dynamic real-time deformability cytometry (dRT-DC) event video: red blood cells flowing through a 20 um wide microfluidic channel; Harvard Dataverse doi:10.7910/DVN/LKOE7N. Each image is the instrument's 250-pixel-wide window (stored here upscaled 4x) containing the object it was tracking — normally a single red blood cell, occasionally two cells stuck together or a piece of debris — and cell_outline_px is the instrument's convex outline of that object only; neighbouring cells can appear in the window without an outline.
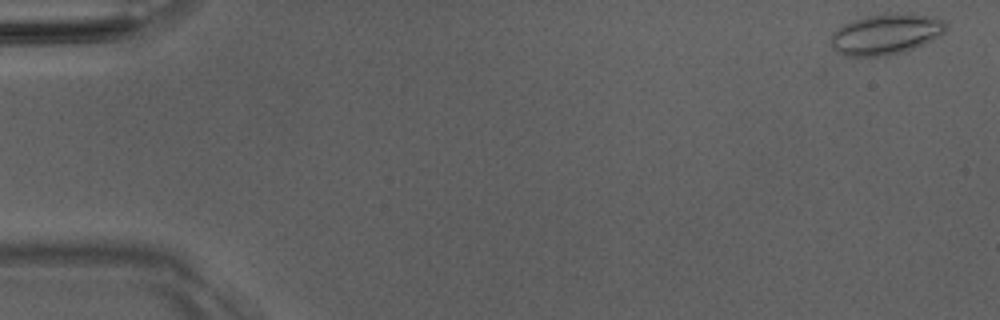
{"species": "Egyptian fruit bat (a non-hibernating species)", "species_latin": "Rousettus aegyptiacus", "temperature_condition": "room temperature", "stored_images_in_passage": 51, "camera_frame_rate_fps": 3000, "um_per_image_px": 0.085, "animal": {"sex": "male"}, "frame": {"image": 1, "passage_image": 2, "time_ms": 0.333, "image_size_px": [1000, 320], "cell_outline_px": [[948, 28], [940, 36], [932, 40], [912, 48], [888, 56], [844, 56], [836, 52], [832, 48], [832, 32], [840, 24], [868, 16], [908, 12], [928, 16], [944, 20], [948, 24]], "centroid_in_image_um": [75.29, 2.9], "position_along_channel_um": 9.7, "area_um2": 27.34}}
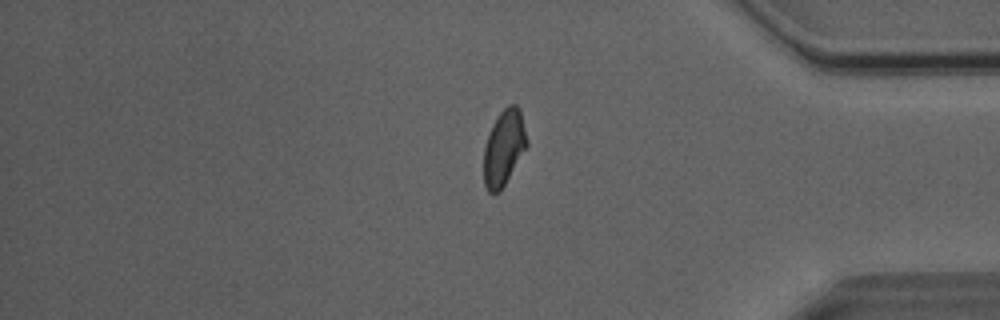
{"frame": {"image": 2, "passage_image": 43, "time_ms": 14.0, "image_size_px": [1000, 320], "cell_outline_px": [[528, 144], [500, 192], [492, 196], [488, 192], [484, 184], [484, 148], [492, 124], [500, 112], [508, 104], [516, 104], [520, 108], [528, 140]], "centroid_in_image_um": [42.83, 12.56], "position_along_channel_um": 392.4, "area_um2": 19.07}}
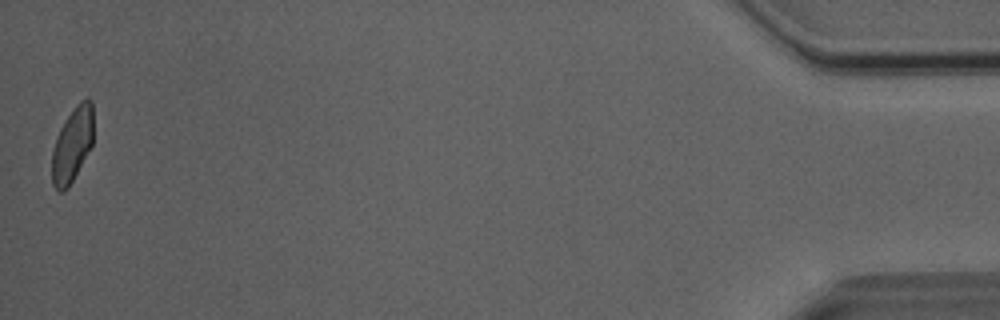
{"frame": {"image": 3, "passage_image": 51, "time_ms": 16.667, "image_size_px": [1000, 320], "cell_outline_px": [[92, 144], [68, 188], [64, 192], [60, 192], [52, 184], [52, 152], [56, 136], [60, 128], [76, 104], [80, 100], [88, 96], [92, 100]], "centroid_in_image_um": [6.13, 12.28], "position_along_channel_um": 429.1, "area_um2": 17.86}, "authors_computed_cell_mechanics": {"area_um2": 19.5364, "velocity_mm_per_s": 4.0481, "shape_relaxation_time_tau1_ms": 10.1272, "shape_relaxation_time_tau2_ms": 1.5192, "deformation_change_tau1": 0.1827, "deformation_change_tau2": 0.0655}}